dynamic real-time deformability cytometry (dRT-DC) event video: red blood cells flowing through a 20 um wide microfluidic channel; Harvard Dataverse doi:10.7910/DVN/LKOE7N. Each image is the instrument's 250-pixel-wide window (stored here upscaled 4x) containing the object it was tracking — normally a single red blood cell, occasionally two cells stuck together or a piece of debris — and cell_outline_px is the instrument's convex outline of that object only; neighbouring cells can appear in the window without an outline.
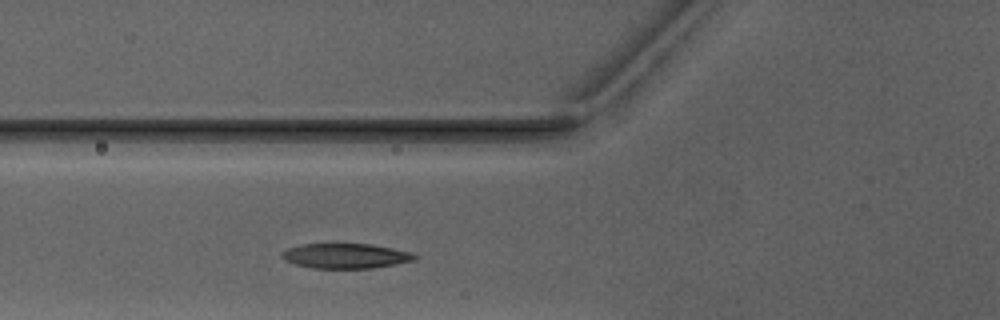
{"species": "Egyptian fruit bat (a non-hibernating species)", "species_latin": "Rousettus aegyptiacus", "temperature_condition": "warm", "stored_images_in_passage": 2, "camera_frame_rate_fps": 3000, "um_per_image_px": 0.085, "animal": {"sex": "male"}, "frame": {"image": 1, "passage_image": 2, "time_ms": 1.0, "image_size_px": [1000, 320], "cell_outline_px": [[416, 256], [412, 260], [396, 264], [372, 268], [312, 268], [296, 264], [284, 260], [280, 256], [288, 248], [300, 244], [332, 240], [372, 244], [412, 252]], "centroid_in_image_um": [29.31, 21.69], "position_along_channel_um": 96.5, "area_um2": 20.17}}